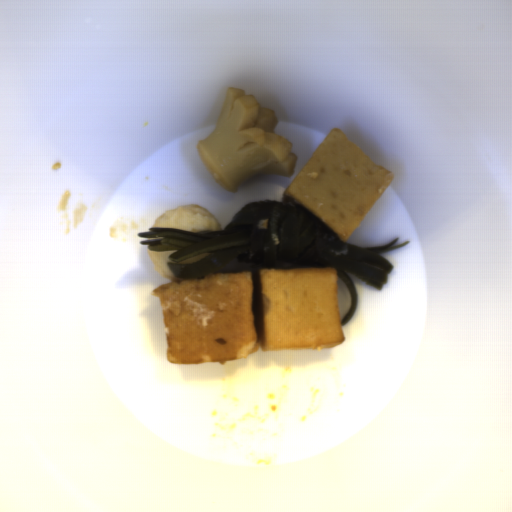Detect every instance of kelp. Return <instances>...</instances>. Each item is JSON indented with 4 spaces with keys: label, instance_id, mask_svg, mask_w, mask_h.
Returning a JSON list of instances; mask_svg holds the SVG:
<instances>
[{
    "label": "kelp",
    "instance_id": "obj_1",
    "mask_svg": "<svg viewBox=\"0 0 512 512\" xmlns=\"http://www.w3.org/2000/svg\"><path fill=\"white\" fill-rule=\"evenodd\" d=\"M150 251H174L167 267L177 279L202 277L207 273H243L266 269L332 267L351 294V305L340 318L343 327L354 315L358 293L346 273L381 291L395 267L379 252L393 250L399 237L382 246H356L343 241L324 220L298 204L260 200L245 204L221 230L187 231L177 227H150L139 232ZM210 253L196 263L182 262Z\"/></svg>",
    "mask_w": 512,
    "mask_h": 512
}]
</instances>
